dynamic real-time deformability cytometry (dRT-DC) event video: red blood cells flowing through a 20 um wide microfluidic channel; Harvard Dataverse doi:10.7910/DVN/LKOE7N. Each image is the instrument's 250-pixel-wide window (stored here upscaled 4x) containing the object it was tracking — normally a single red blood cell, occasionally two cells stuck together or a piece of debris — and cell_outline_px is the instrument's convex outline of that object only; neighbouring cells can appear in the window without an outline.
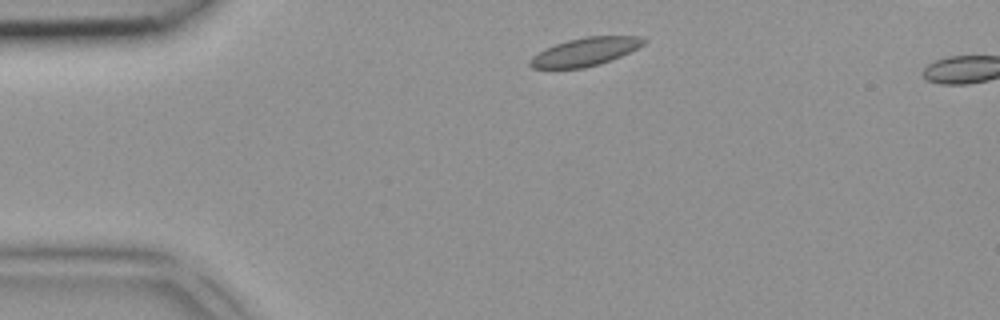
{"species": "common noctule bat (a hibernating species)", "species_latin": "Nyctalus noctula", "temperature_condition": "room temperature", "stored_images_in_passage": 3, "camera_frame_rate_fps": 3000, "um_per_image_px": 0.085, "animal": {"sex": "female", "body_mass_g": 18.4}, "frame": {"image": 1, "passage_image": 1, "time_ms": 0.0, "image_size_px": [1000, 320], "cell_outline_px": [[648, 40], [644, 44], [612, 60], [600, 64], [584, 68], [532, 68], [528, 64], [528, 60], [532, 56], [544, 48], [568, 40], [588, 36], [644, 36]], "centroid_in_image_um": [49.73, 4.4], "position_along_channel_um": 35.3, "area_um2": 18.73}}